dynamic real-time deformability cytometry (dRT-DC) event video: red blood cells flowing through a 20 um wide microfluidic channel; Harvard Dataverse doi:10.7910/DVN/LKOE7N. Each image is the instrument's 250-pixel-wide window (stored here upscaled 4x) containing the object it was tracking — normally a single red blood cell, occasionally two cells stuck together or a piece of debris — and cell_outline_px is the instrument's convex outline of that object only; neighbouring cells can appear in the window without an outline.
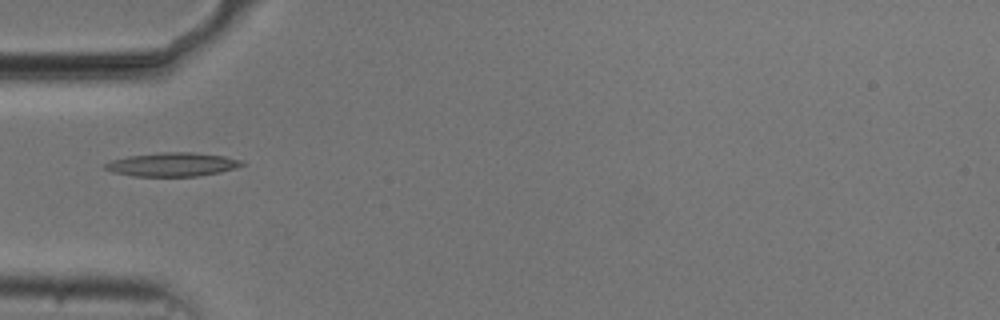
{"species": "common noctule bat (a hibernating species)", "species_latin": "Nyctalus noctula", "temperature_condition": "cold", "stored_images_in_passage": 30, "camera_frame_rate_fps": 3000, "um_per_image_px": 0.085, "animal": {"sex": "male", "body_mass_g": 20.5, "forearm_length_mm": 52.5}, "frame": {"image": 1, "passage_image": 1, "time_ms": 0.0, "image_size_px": [1000, 320], "cell_outline_px": [[244, 164], [236, 168], [220, 172], [196, 176], [132, 176], [112, 172], [104, 168], [104, 164], [112, 160], [128, 156], [160, 152], [192, 152], [224, 156], [244, 160]], "centroid_in_image_um": [14.66, 13.97], "position_along_channel_um": 70.3, "area_um2": 18.96}}
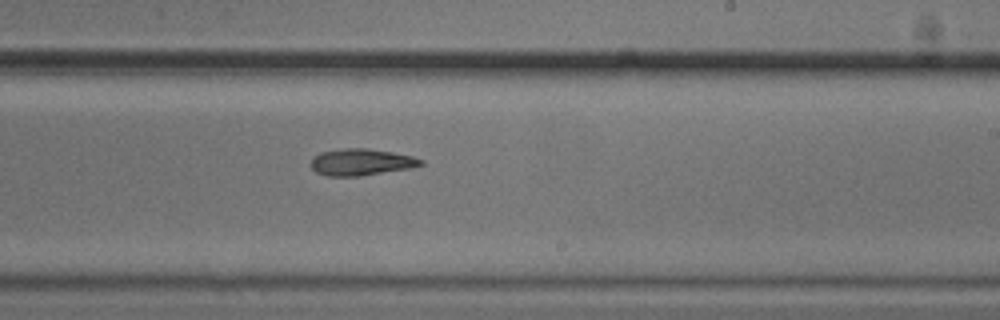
{"frame": {"image": 2, "passage_image": 16, "time_ms": 5.0, "image_size_px": [1000, 320], "cell_outline_px": [[424, 164], [408, 168], [360, 176], [328, 176], [316, 172], [312, 168], [312, 156], [320, 152], [344, 148], [368, 148], [392, 152], [412, 156], [424, 160]], "centroid_in_image_um": [30.68, 13.77], "position_along_channel_um": 258.3, "area_um2": 16.99}}
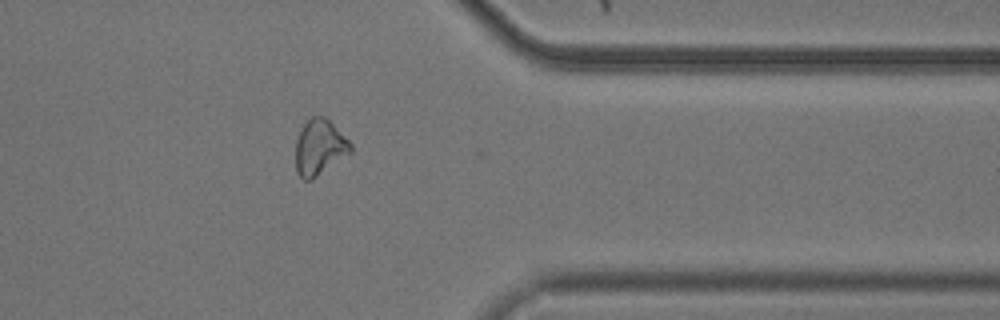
{"frame": {"image": 3, "passage_image": 27, "time_ms": 8.667, "image_size_px": [1000, 320], "cell_outline_px": [[352, 152], [312, 180], [304, 180], [296, 172], [296, 140], [304, 124], [312, 116], [324, 116], [352, 144]], "centroid_in_image_um": [27.16, 12.55], "position_along_channel_um": 384.2, "area_um2": 17.63}, "authors_computed_cell_mechanics": {"area_um2": 16.9643, "velocity_mm_per_s": 3.7441, "shape_relaxation_time_tau1_ms": 5.0319, "shape_relaxation_time_tau2_ms": 10.1356, "deformation_change_tau1": 0.1842, "deformation_change_tau2": 0.2278}}